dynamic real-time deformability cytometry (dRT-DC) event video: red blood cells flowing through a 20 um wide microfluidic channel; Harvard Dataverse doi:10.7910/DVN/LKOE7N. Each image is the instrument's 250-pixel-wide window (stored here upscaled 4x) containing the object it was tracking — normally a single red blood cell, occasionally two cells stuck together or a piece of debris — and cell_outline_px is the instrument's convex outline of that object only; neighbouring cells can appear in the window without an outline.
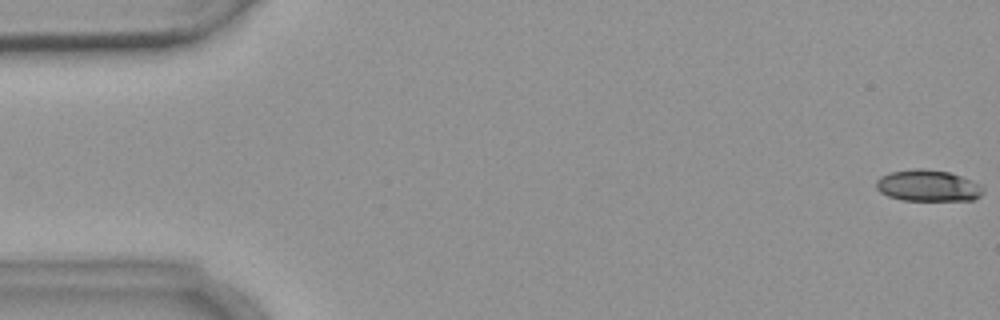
{"species": "common noctule bat (a hibernating species)", "species_latin": "Nyctalus noctula", "temperature_condition": "warm", "stored_images_in_passage": 6, "camera_frame_rate_fps": 3000, "um_per_image_px": 0.085, "animal": {"sex": "female", "body_mass_g": 18.4}, "frame": {"image": 1, "passage_image": 1, "time_ms": 0.0, "image_size_px": [1000, 320], "cell_outline_px": [[984, 192], [980, 196], [972, 200], [904, 200], [888, 196], [880, 192], [876, 188], [876, 180], [880, 176], [892, 172], [916, 168], [924, 168], [948, 172], [960, 176], [980, 184], [984, 188]], "centroid_in_image_um": [78.87, 15.78], "position_along_channel_um": 6.1, "area_um2": 19.54}}